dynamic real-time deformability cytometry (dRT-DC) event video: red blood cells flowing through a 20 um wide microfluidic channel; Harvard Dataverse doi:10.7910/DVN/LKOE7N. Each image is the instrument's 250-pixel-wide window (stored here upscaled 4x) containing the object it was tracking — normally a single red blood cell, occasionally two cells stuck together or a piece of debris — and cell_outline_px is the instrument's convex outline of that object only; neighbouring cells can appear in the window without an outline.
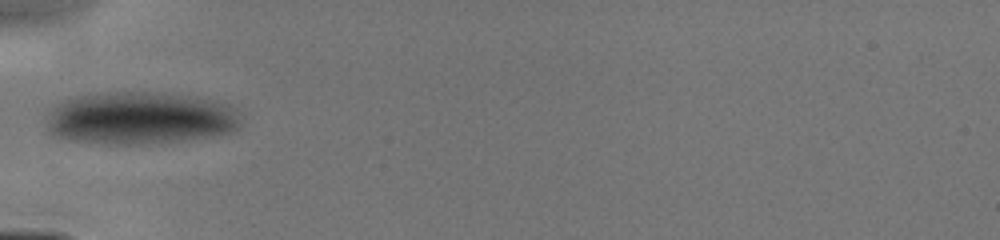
{"species": "human", "species_latin": "Homo sapiens", "temperature_condition": "cold", "stored_images_in_passage": 16, "camera_frame_rate_fps": 3000, "um_per_image_px": 0.085, "donor": {"sex": "male"}, "frame": {"image": 1, "passage_image": 1, "time_ms": 0.0, "image_size_px": [1000, 240], "cell_outline_px": [[240, 124], [232, 132], [212, 136], [180, 140], [140, 144], [108, 144], [80, 140], [60, 136], [52, 132], [44, 124], [44, 116], [56, 104], [64, 100], [76, 96], [108, 92], [148, 92], [188, 96], [212, 100], [232, 104], [236, 108], [240, 116]], "centroid_in_image_um": [11.92, 10.02], "position_along_channel_um": 73.1, "area_um2": 59.36}}
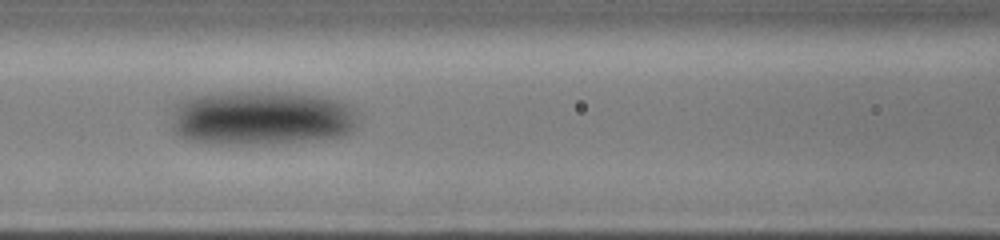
{"frame": {"image": 2, "passage_image": 10, "time_ms": 1.667, "image_size_px": [1000, 240], "cell_outline_px": [[360, 120], [356, 128], [348, 136], [324, 140], [272, 144], [216, 144], [188, 140], [176, 136], [172, 132], [172, 124], [176, 104], [184, 100], [200, 96], [236, 92], [276, 92], [316, 96], [340, 100], [348, 104], [352, 108]], "centroid_in_image_um": [22.31, 10.08], "position_along_channel_um": 144.3, "area_um2": 60.05}}
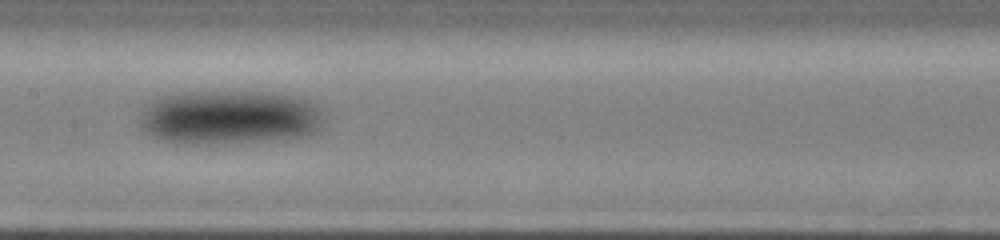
{"frame": {"image": 3, "passage_image": 15, "time_ms": 2.667, "image_size_px": [1000, 240], "cell_outline_px": [[324, 120], [320, 128], [312, 136], [276, 140], [208, 144], [176, 144], [156, 140], [140, 124], [140, 112], [152, 100], [164, 96], [180, 92], [264, 92], [292, 96], [316, 104], [320, 108]], "centroid_in_image_um": [19.5, 10.0], "position_along_channel_um": 187.9, "area_um2": 58.84}}